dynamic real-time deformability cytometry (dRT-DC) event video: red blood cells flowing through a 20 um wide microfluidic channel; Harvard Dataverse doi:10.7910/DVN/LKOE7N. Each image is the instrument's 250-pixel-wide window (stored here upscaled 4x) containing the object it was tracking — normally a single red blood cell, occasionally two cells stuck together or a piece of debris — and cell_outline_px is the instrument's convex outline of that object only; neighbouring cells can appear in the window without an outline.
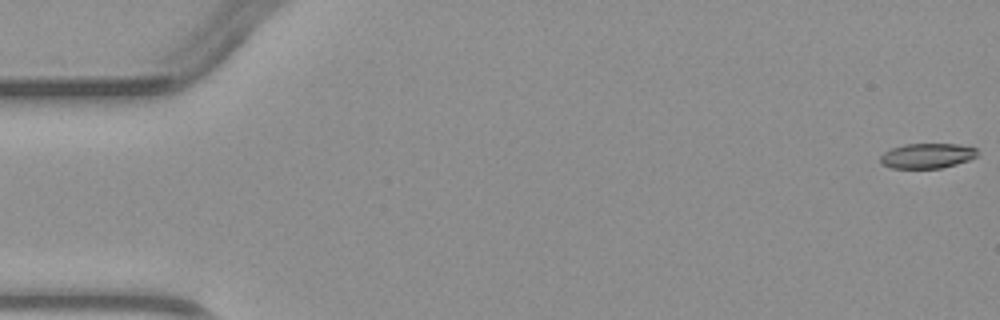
{"species": "common noctule bat (a hibernating species)", "species_latin": "Nyctalus noctula", "temperature_condition": "warm", "stored_images_in_passage": 4, "camera_frame_rate_fps": 3000, "um_per_image_px": 0.085, "animal": {"sex": "male", "body_mass_g": 23.1, "forearm_length_mm": 52.7}, "frame": {"image": 1, "passage_image": 1, "time_ms": 0.0, "image_size_px": [1000, 320], "cell_outline_px": [[976, 156], [968, 160], [956, 164], [940, 168], [892, 168], [880, 164], [880, 156], [884, 152], [892, 148], [904, 144], [956, 144], [976, 148]], "centroid_in_image_um": [78.76, 13.24], "position_along_channel_um": 6.2, "area_um2": 14.05}}
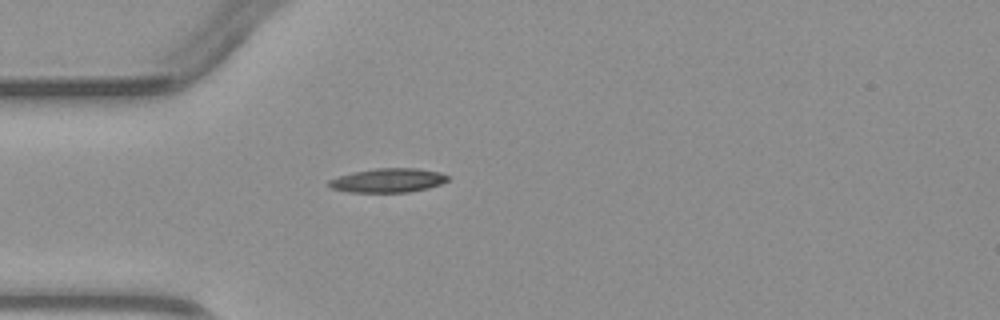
{"frame": {"image": 2, "passage_image": 4, "time_ms": 4.333, "image_size_px": [1000, 320], "cell_outline_px": [[448, 180], [440, 184], [428, 188], [408, 192], [348, 192], [328, 188], [328, 180], [352, 172], [376, 168], [416, 168], [440, 172], [448, 176]], "centroid_in_image_um": [32.95, 15.33], "position_along_channel_um": 52.1, "area_um2": 16.7}}